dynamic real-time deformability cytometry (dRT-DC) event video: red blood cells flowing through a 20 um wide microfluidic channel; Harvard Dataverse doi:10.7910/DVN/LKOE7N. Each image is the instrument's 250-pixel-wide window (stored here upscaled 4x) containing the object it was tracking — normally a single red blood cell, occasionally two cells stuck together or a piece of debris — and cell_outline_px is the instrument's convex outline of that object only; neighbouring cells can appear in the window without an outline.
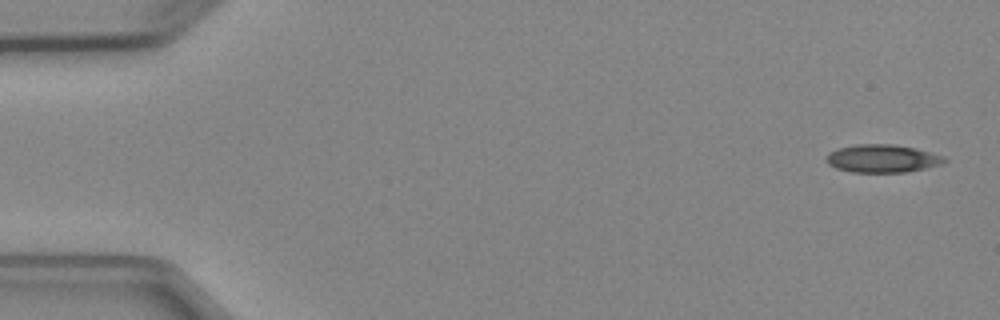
{"species": "Egyptian fruit bat (a non-hibernating species)", "species_latin": "Rousettus aegyptiacus", "temperature_condition": "cold", "stored_images_in_passage": 6, "camera_frame_rate_fps": 3000, "um_per_image_px": 0.085, "animal": {"sex": "female"}, "frame": {"image": 1, "passage_image": 1, "time_ms": 0.0, "image_size_px": [1000, 320], "cell_outline_px": [[948, 160], [940, 164], [924, 168], [904, 172], [852, 172], [836, 168], [828, 164], [828, 152], [836, 148], [856, 144], [892, 144], [912, 148], [944, 156]], "centroid_in_image_um": [74.96, 13.47], "position_along_channel_um": 10.0, "area_um2": 18.96}}
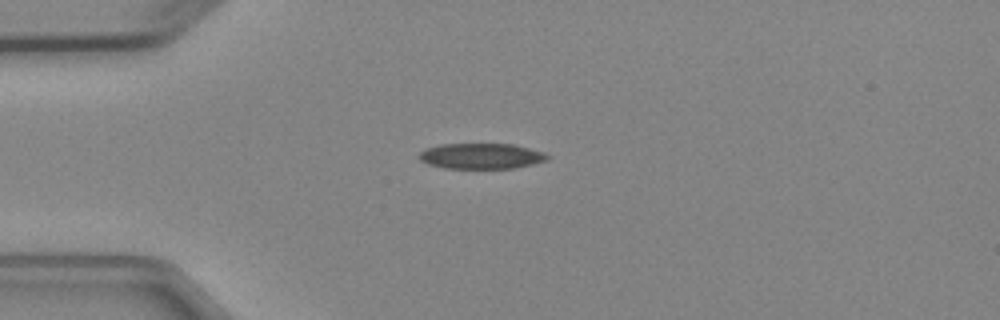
{"frame": {"image": 2, "passage_image": 4, "time_ms": 3.667, "image_size_px": [1000, 320], "cell_outline_px": [[548, 160], [516, 168], [444, 168], [428, 164], [420, 160], [420, 152], [428, 148], [440, 144], [512, 144], [544, 152], [548, 156]], "centroid_in_image_um": [40.91, 13.27], "position_along_channel_um": 44.1, "area_um2": 18.96}}